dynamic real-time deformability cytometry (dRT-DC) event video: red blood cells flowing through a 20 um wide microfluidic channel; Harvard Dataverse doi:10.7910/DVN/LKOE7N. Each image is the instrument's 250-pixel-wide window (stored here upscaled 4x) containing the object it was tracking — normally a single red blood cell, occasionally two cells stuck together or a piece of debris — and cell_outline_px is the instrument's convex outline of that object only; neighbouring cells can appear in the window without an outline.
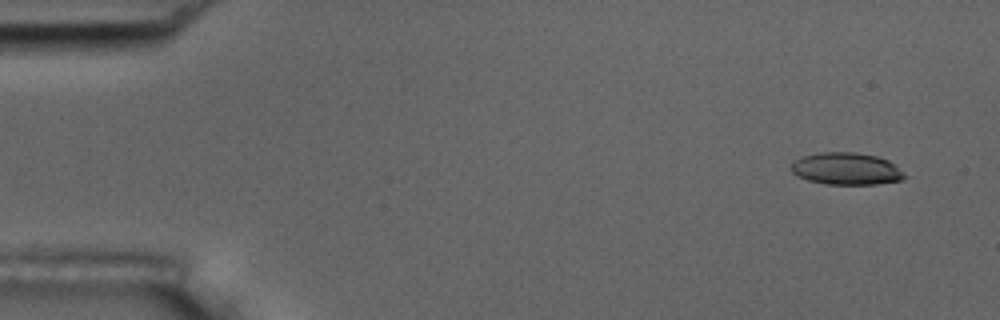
{"species": "common noctule bat (a hibernating species)", "species_latin": "Nyctalus noctula", "temperature_condition": "room temperature", "stored_images_in_passage": 53, "camera_frame_rate_fps": 3000, "um_per_image_px": 0.085, "animal": {"sex": "male", "body_mass_g": 17.5, "forearm_length_mm": 52.3}, "frame": {"image": 1, "passage_image": 1, "time_ms": 0.0, "image_size_px": [1000, 320], "cell_outline_px": [[908, 176], [904, 180], [876, 184], [828, 184], [808, 180], [792, 172], [792, 164], [796, 160], [804, 156], [820, 152], [852, 152], [876, 156], [888, 160], [904, 172]], "centroid_in_image_um": [72.0, 14.35], "position_along_channel_um": 13.0, "area_um2": 21.04}}
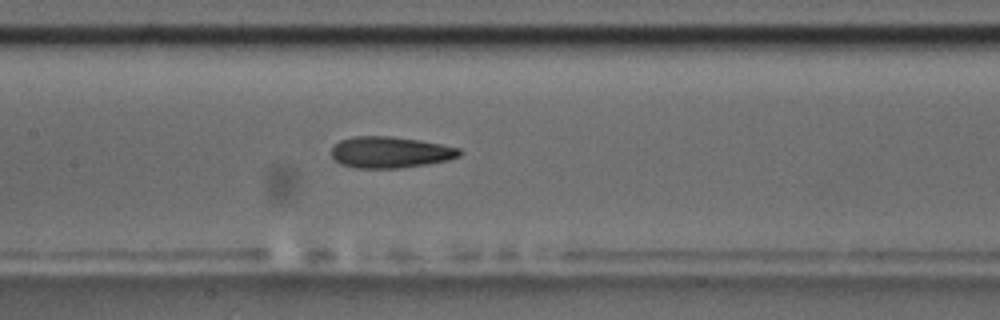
{"frame": {"image": 2, "passage_image": 24, "time_ms": 7.667, "image_size_px": [1000, 320], "cell_outline_px": [[464, 152], [460, 156], [448, 160], [428, 164], [400, 168], [356, 168], [340, 164], [332, 156], [332, 148], [340, 140], [352, 136], [392, 136], [420, 140], [460, 148]], "centroid_in_image_um": [33.2, 12.94], "position_along_channel_um": 174.2, "area_um2": 23.52}}
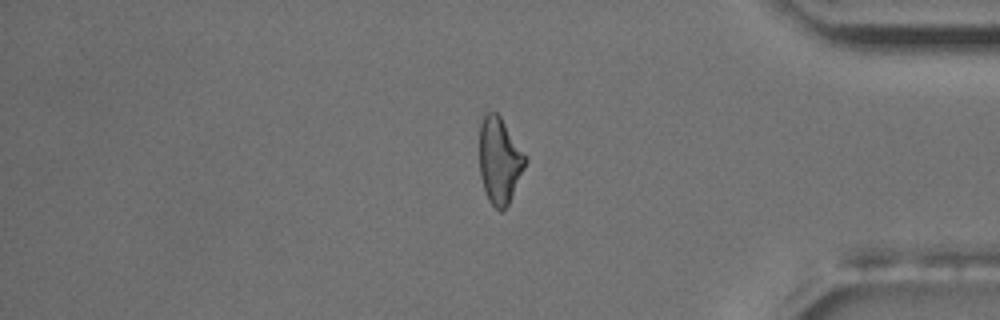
{"frame": {"image": 3, "passage_image": 44, "time_ms": 14.333, "image_size_px": [1000, 320], "cell_outline_px": [[528, 160], [508, 204], [500, 212], [488, 200], [480, 176], [480, 120], [488, 112], [496, 112], [500, 116], [528, 156]], "centroid_in_image_um": [42.48, 13.62], "position_along_channel_um": 392.7, "area_um2": 23.06}, "authors_computed_cell_mechanics": {"area_um2": 23.12, "velocity_mm_per_s": 3.6459, "shape_relaxation_time_tau1_ms": 4.8166, "shape_relaxation_time_tau2_ms": 3.1101, "deformation_change_tau1": 0.1744, "deformation_change_tau2": 0.1144}}